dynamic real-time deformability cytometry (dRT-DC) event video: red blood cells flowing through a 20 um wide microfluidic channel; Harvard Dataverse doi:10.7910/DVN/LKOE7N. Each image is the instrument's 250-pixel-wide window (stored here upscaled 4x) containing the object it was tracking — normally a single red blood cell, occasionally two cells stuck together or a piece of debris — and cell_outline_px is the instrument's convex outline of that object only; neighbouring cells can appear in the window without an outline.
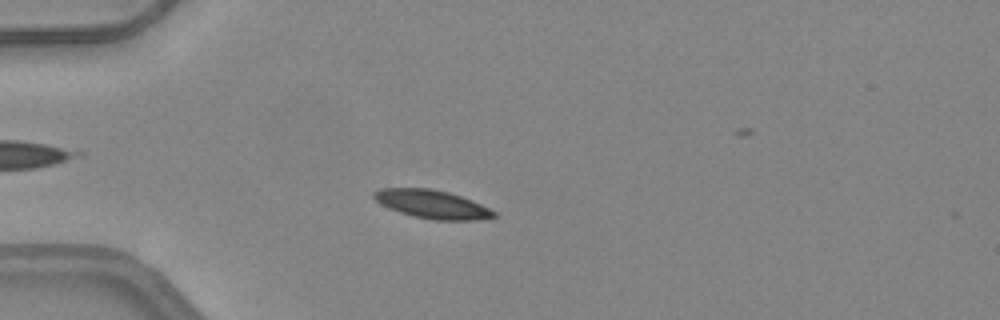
{"species": "common noctule bat (a hibernating species)", "species_latin": "Nyctalus noctula", "temperature_condition": "warm", "stored_images_in_passage": 39, "camera_frame_rate_fps": 3000, "um_per_image_px": 0.085, "animal": {"sex": "female", "body_mass_g": 24.6, "forearm_length_mm": 56.2}, "frame": {"image": 1, "passage_image": 2, "time_ms": 0.333, "image_size_px": [1000, 320], "cell_outline_px": [[496, 216], [476, 220], [432, 220], [412, 216], [388, 208], [380, 204], [372, 196], [372, 192], [380, 188], [432, 188], [448, 192], [472, 200], [496, 212]], "centroid_in_image_um": [36.69, 17.35], "position_along_channel_um": 48.3, "area_um2": 19.88}}
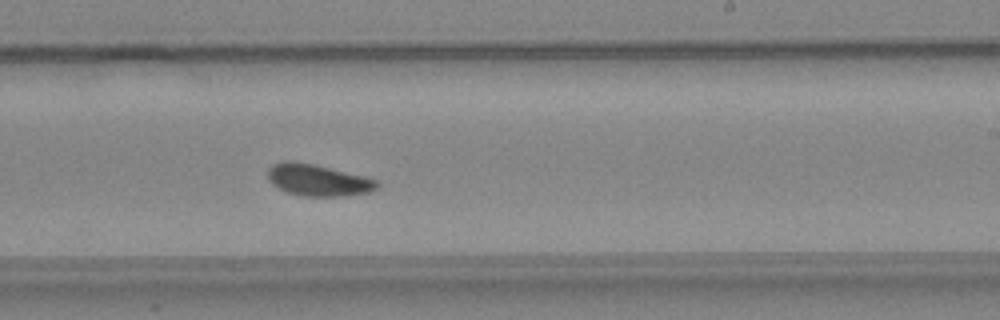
{"frame": {"image": 2, "passage_image": 19, "time_ms": 6.0, "image_size_px": [1000, 320], "cell_outline_px": [[380, 184], [372, 192], [344, 196], [300, 196], [284, 192], [272, 184], [268, 180], [268, 168], [272, 164], [284, 160], [292, 160], [312, 164], [364, 176], [376, 180]], "centroid_in_image_um": [26.98, 15.32], "position_along_channel_um": 262.0, "area_um2": 20.35}}
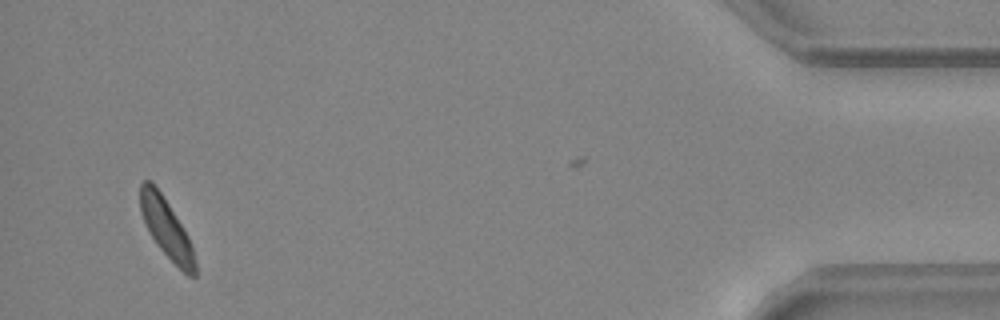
{"frame": {"image": 3, "passage_image": 36, "time_ms": 11.667, "image_size_px": [1000, 320], "cell_outline_px": [[196, 276], [188, 276], [156, 244], [140, 212], [140, 184], [144, 180], [152, 180], [168, 204], [188, 236], [192, 244], [196, 260]], "centroid_in_image_um": [14.15, 19.4], "position_along_channel_um": 421.0, "area_um2": 18.55}, "authors_computed_cell_mechanics": {"area_um2": 19.9988, "velocity_mm_per_s": 4.1434, "shape_relaxation_time_tau1_ms": 3.8723, "shape_relaxation_time_tau2_ms": 4.5167, "deformation_change_tau1": 0.1059, "deformation_change_tau2": 0.0967}}